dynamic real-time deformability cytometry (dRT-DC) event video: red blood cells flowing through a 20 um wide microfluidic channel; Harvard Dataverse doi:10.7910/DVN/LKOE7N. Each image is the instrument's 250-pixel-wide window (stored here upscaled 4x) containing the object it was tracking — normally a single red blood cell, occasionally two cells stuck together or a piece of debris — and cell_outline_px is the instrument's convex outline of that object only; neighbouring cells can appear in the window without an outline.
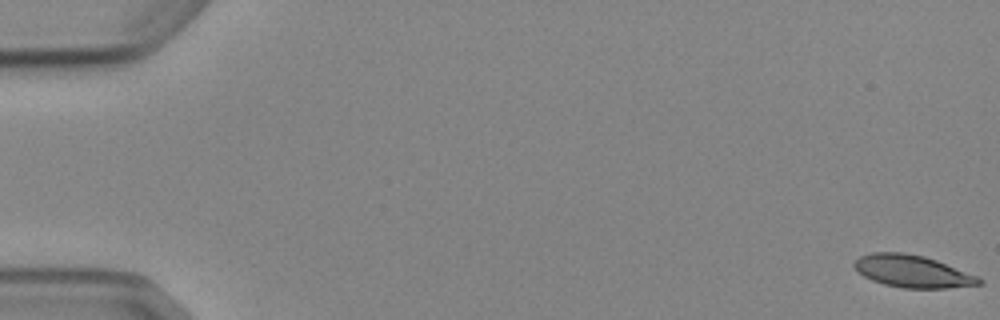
{"species": "Egyptian fruit bat (a non-hibernating species)", "species_latin": "Rousettus aegyptiacus", "temperature_condition": "cold", "stored_images_in_passage": 8, "camera_frame_rate_fps": 3000, "um_per_image_px": 0.085, "animal": {"sex": "female"}, "frame": {"image": 1, "passage_image": 1, "time_ms": 0.0, "image_size_px": [1000, 320], "cell_outline_px": [[984, 284], [948, 288], [904, 288], [884, 284], [872, 280], [864, 276], [852, 264], [860, 256], [872, 252], [904, 252], [924, 256], [936, 260], [976, 276], [984, 280]], "centroid_in_image_um": [77.56, 23.06], "position_along_channel_um": 7.4, "area_um2": 23.29}}
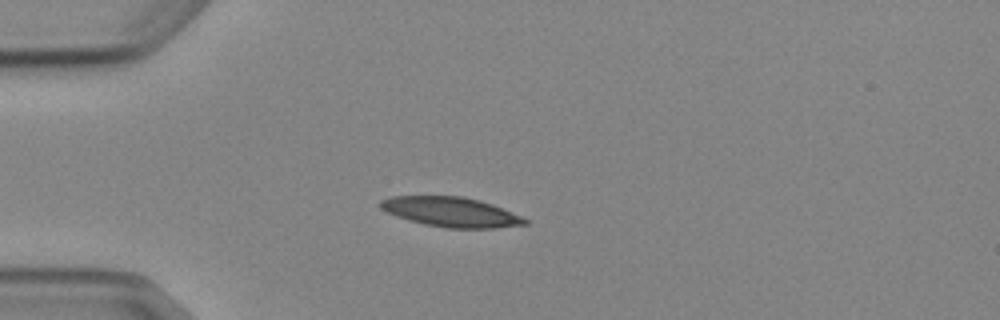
{"frame": {"image": 2, "passage_image": 5, "time_ms": 4.667, "image_size_px": [1000, 320], "cell_outline_px": [[528, 224], [492, 228], [444, 228], [424, 224], [408, 220], [396, 216], [380, 208], [380, 200], [392, 196], [464, 196], [492, 204], [520, 216], [528, 220]], "centroid_in_image_um": [38.31, 18.02], "position_along_channel_um": 46.7, "area_um2": 24.91}}
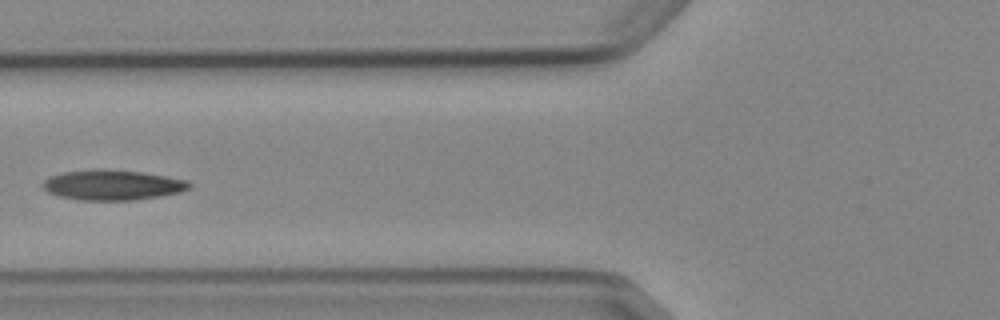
{"frame": {"image": 3, "passage_image": 7, "time_ms": 7.0, "image_size_px": [1000, 320], "cell_outline_px": [[192, 188], [180, 192], [160, 196], [132, 200], [80, 200], [60, 196], [48, 192], [40, 184], [48, 176], [64, 172], [140, 172], [188, 180], [192, 184]], "centroid_in_image_um": [9.6, 15.77], "position_along_channel_um": 116.2, "area_um2": 24.74}}